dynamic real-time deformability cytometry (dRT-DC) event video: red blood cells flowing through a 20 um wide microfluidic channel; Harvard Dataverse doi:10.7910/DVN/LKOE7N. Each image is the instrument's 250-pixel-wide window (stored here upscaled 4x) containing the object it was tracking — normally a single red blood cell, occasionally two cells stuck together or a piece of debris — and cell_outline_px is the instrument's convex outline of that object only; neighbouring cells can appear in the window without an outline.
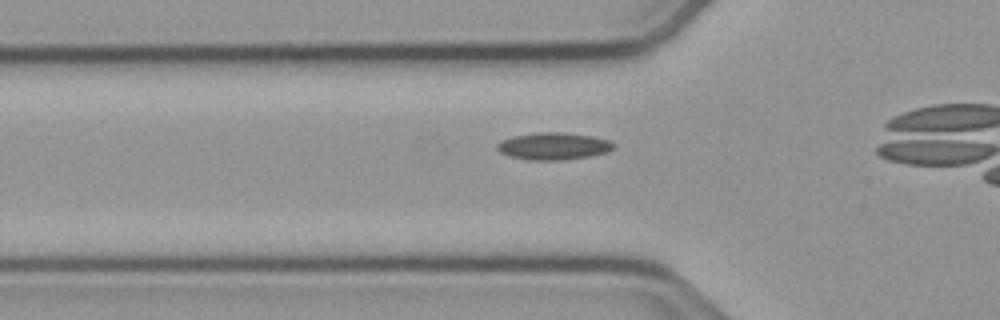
{"species": "common noctule bat (a hibernating species)", "species_latin": "Nyctalus noctula", "temperature_condition": "cold", "stored_images_in_passage": 42, "camera_frame_rate_fps": 3000, "um_per_image_px": 0.085, "animal": {"sex": "male", "body_mass_g": 23.1, "forearm_length_mm": 52.7}, "frame": {"image": 1, "passage_image": 12, "time_ms": 3.667, "image_size_px": [1000, 320], "cell_outline_px": [[616, 144], [612, 148], [604, 152], [588, 156], [560, 160], [532, 160], [512, 156], [500, 152], [496, 148], [496, 144], [500, 140], [512, 136], [536, 132], [560, 132], [592, 136], [608, 140]], "centroid_in_image_um": [46.99, 12.4], "position_along_channel_um": 78.8, "area_um2": 18.21}}
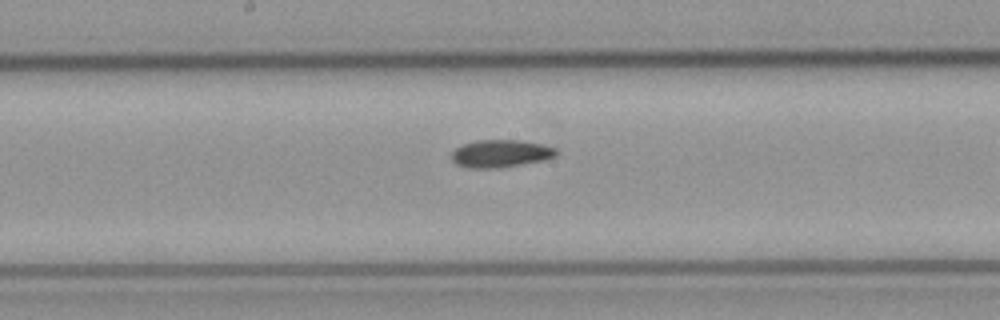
{"frame": {"image": 2, "passage_image": 22, "time_ms": 7.0, "image_size_px": [1000, 320], "cell_outline_px": [[556, 156], [544, 160], [496, 168], [468, 168], [456, 164], [452, 160], [452, 152], [456, 148], [464, 144], [476, 140], [520, 140], [540, 144], [556, 148]], "centroid_in_image_um": [42.53, 13.05], "position_along_channel_um": 205.7, "area_um2": 16.65}}
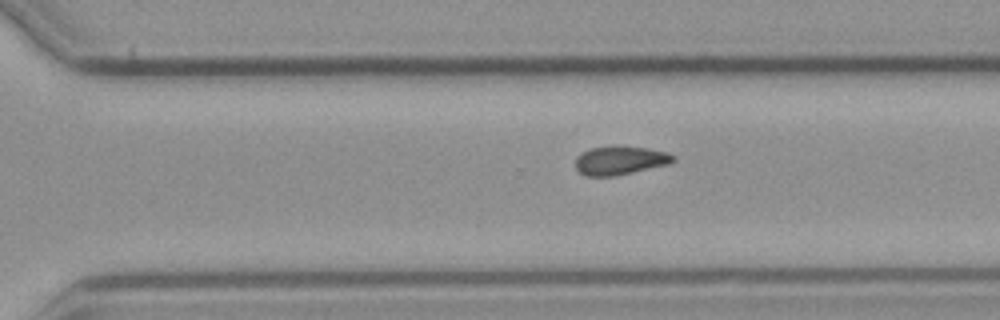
{"frame": {"image": 3, "passage_image": 31, "time_ms": 10.0, "image_size_px": [1000, 320], "cell_outline_px": [[676, 160], [668, 164], [616, 176], [584, 176], [576, 168], [576, 156], [592, 148], [616, 144], [648, 148], [668, 152], [676, 156]], "centroid_in_image_um": [52.73, 13.61], "position_along_channel_um": 317.9, "area_um2": 16.65}}